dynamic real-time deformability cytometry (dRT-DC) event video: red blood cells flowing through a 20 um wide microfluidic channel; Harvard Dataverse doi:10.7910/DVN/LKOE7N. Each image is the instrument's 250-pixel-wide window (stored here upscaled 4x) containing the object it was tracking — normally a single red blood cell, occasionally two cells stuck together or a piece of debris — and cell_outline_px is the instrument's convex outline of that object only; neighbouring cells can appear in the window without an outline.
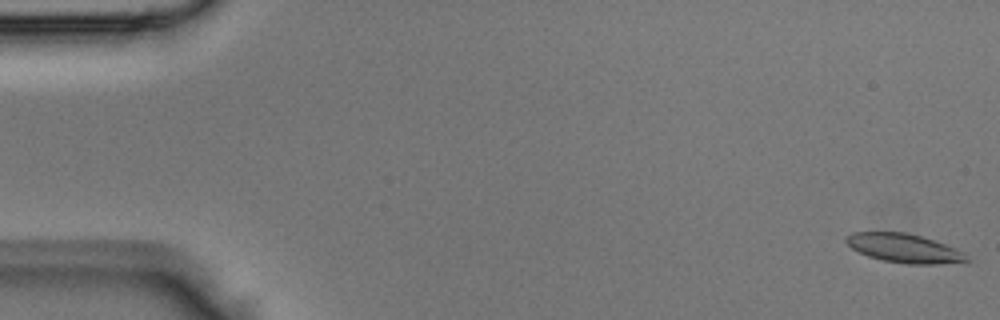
{"species": "Egyptian fruit bat (a non-hibernating species)", "species_latin": "Rousettus aegyptiacus", "temperature_condition": "room temperature", "stored_images_in_passage": 3, "camera_frame_rate_fps": 3000, "um_per_image_px": 0.085, "animal": {"sex": "male"}, "frame": {"image": 1, "passage_image": 1, "time_ms": 0.0, "image_size_px": [1000, 320], "cell_outline_px": [[968, 260], [936, 264], [908, 264], [884, 260], [868, 256], [852, 248], [844, 240], [852, 232], [904, 232], [920, 236], [944, 244], [964, 252]], "centroid_in_image_um": [76.81, 21.09], "position_along_channel_um": 8.2, "area_um2": 19.77}}
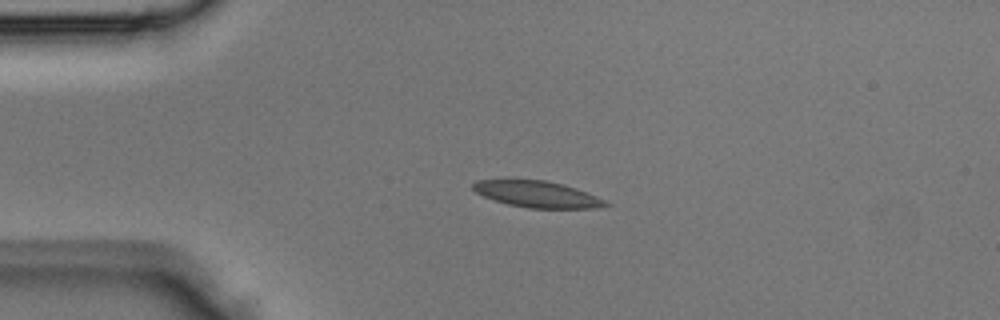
{"frame": {"image": 2, "passage_image": 3, "time_ms": 0.667, "image_size_px": [1000, 320], "cell_outline_px": [[612, 204], [596, 208], [528, 208], [508, 204], [484, 196], [476, 192], [472, 188], [472, 184], [476, 180], [548, 180], [564, 184], [576, 188], [596, 196]], "centroid_in_image_um": [45.68, 16.5], "position_along_channel_um": 39.3, "area_um2": 20.23}}